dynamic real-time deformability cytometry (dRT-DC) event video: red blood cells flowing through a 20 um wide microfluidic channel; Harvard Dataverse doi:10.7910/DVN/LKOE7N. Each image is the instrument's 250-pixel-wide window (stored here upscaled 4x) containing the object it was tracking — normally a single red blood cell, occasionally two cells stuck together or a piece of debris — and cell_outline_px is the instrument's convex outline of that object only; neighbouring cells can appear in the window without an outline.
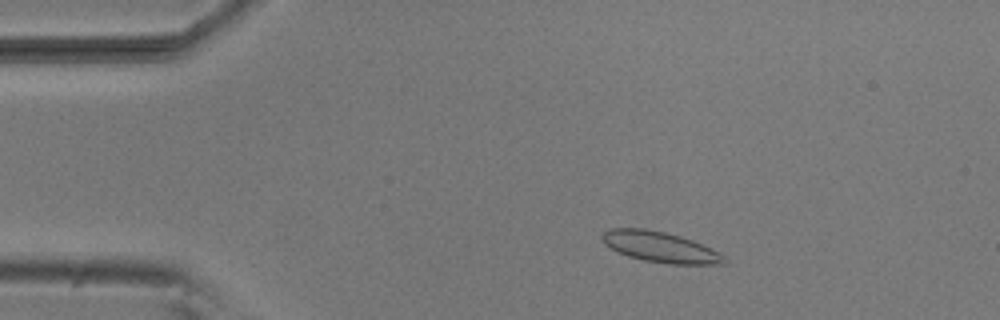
{"species": "common noctule bat (a hibernating species)", "species_latin": "Nyctalus noctula", "temperature_condition": "room temperature", "stored_images_in_passage": 24, "camera_frame_rate_fps": 3000, "um_per_image_px": 0.085, "animal": {"sex": "male", "body_mass_g": 20.5, "forearm_length_mm": 52.5}, "frame": {"image": 1, "passage_image": 8, "time_ms": 2.333, "image_size_px": [1000, 320], "cell_outline_px": [[728, 264], [668, 264], [644, 260], [628, 256], [604, 244], [600, 240], [600, 236], [608, 228], [644, 228], [664, 232], [680, 236], [692, 240], [720, 252], [724, 256]], "centroid_in_image_um": [56.11, 20.99], "position_along_channel_um": 28.9, "area_um2": 21.79}}
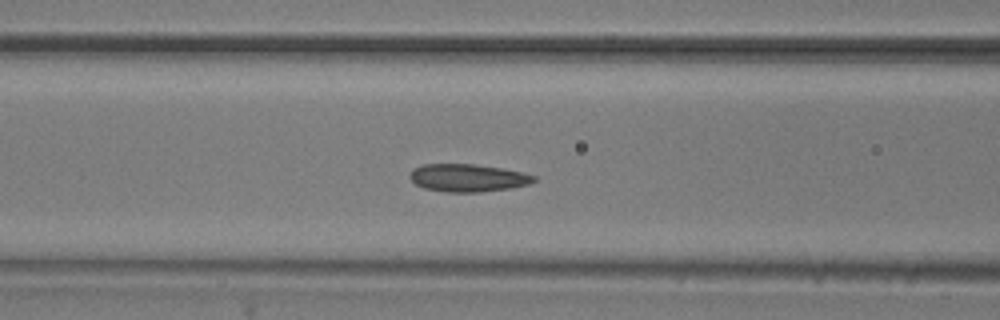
{"frame": {"image": 2, "passage_image": 20, "time_ms": 6.333, "image_size_px": [1000, 320], "cell_outline_px": [[536, 180], [528, 184], [512, 188], [480, 192], [448, 192], [424, 188], [416, 184], [408, 176], [412, 168], [420, 164], [476, 164], [504, 168], [524, 172], [536, 176]], "centroid_in_image_um": [39.77, 15.1], "position_along_channel_um": 126.8, "area_um2": 20.29}}
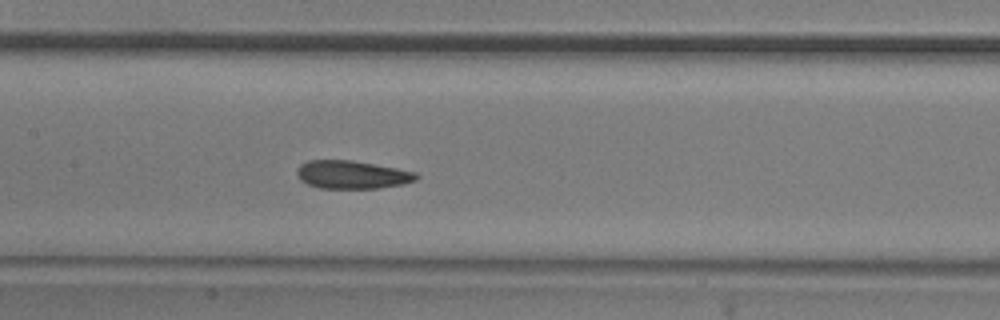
{"frame": {"image": 3, "passage_image": 24, "time_ms": 7.667, "image_size_px": [1000, 320], "cell_outline_px": [[420, 176], [416, 180], [404, 184], [380, 188], [320, 188], [308, 184], [300, 180], [296, 172], [296, 168], [300, 164], [308, 160], [352, 160], [396, 168], [416, 172]], "centroid_in_image_um": [29.92, 14.84], "position_along_channel_um": 177.5, "area_um2": 19.65}}